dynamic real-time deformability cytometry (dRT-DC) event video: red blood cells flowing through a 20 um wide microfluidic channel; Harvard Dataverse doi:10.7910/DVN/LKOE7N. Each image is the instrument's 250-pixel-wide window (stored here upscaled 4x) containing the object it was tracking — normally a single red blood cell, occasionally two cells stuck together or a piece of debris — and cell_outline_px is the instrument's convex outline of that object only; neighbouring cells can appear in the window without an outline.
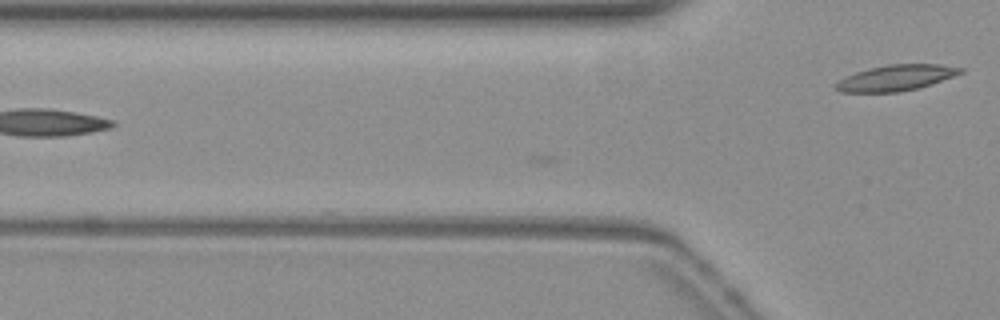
{"species": "common noctule bat (a hibernating species)", "species_latin": "Nyctalus noctula", "temperature_condition": "warm", "stored_images_in_passage": 4, "camera_frame_rate_fps": 3000, "um_per_image_px": 0.085, "animal": {"sex": "female", "body_mass_g": 19.3, "forearm_length_mm": 54.1}, "frame": {"image": 1, "passage_image": 4, "time_ms": 1.0, "image_size_px": [1000, 320], "cell_outline_px": [[964, 72], [920, 88], [900, 92], [840, 92], [836, 88], [836, 84], [844, 76], [868, 68], [888, 64], [940, 64], [964, 68]], "centroid_in_image_um": [76.18, 6.61], "position_along_channel_um": 49.6, "area_um2": 18.79}}